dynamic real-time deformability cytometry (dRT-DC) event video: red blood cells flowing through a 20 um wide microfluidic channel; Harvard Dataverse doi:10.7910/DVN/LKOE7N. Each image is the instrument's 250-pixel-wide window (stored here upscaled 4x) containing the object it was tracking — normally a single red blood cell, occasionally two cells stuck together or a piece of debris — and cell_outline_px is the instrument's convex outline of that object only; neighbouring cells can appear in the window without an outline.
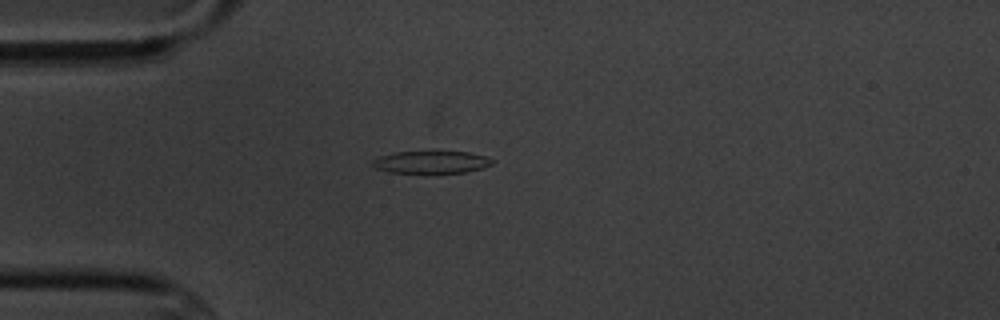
{"species": "common noctule bat (a hibernating species)", "species_latin": "Nyctalus noctula", "temperature_condition": "cold", "stored_images_in_passage": 13, "camera_frame_rate_fps": 3000, "um_per_image_px": 0.085, "animal": {"sex": "male", "body_mass_g": 20.1, "forearm_length_mm": 53.5}, "frame": {"image": 1, "passage_image": 2, "time_ms": 1.333, "image_size_px": [1000, 320], "cell_outline_px": [[492, 164], [480, 168], [464, 172], [424, 176], [388, 172], [376, 168], [372, 164], [372, 160], [380, 156], [396, 152], [432, 148], [468, 152], [484, 156], [492, 160]], "centroid_in_image_um": [36.59, 13.78], "position_along_channel_um": 48.4, "area_um2": 17.22}}
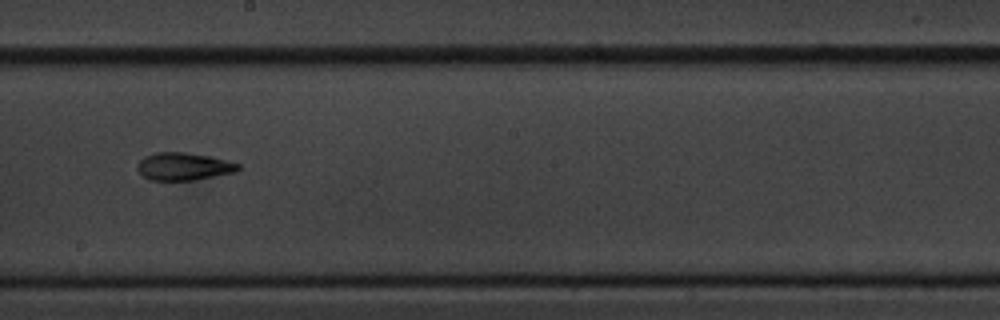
{"frame": {"image": 2, "passage_image": 7, "time_ms": 7.0, "image_size_px": [1000, 320], "cell_outline_px": [[240, 168], [236, 172], [196, 180], [148, 180], [140, 172], [140, 160], [144, 156], [156, 152], [184, 152], [208, 156], [240, 164]], "centroid_in_image_um": [15.64, 14.15], "position_along_channel_um": 232.6, "area_um2": 16.01}}
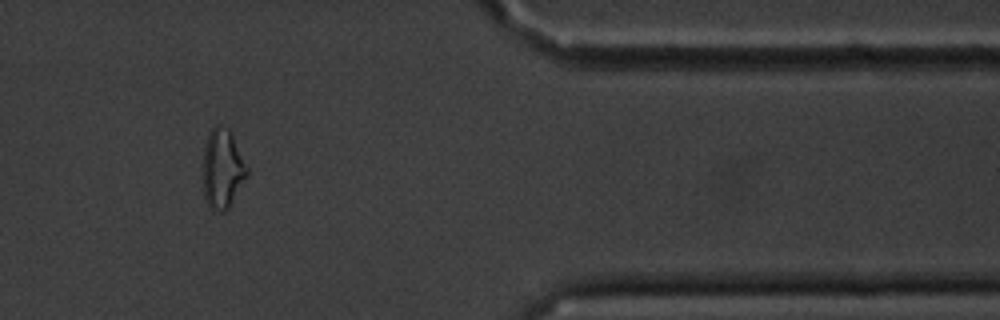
{"frame": {"image": 3, "passage_image": 11, "time_ms": 12.333, "image_size_px": [1000, 320], "cell_outline_px": [[248, 176], [228, 208], [224, 212], [212, 212], [208, 208], [204, 196], [204, 144], [212, 128], [216, 124], [220, 124], [228, 128], [248, 168]], "centroid_in_image_um": [18.91, 14.39], "position_along_channel_um": 392.5, "area_um2": 20.35}, "authors_computed_cell_mechanics": {"area_um2": 16.3574, "velocity_mm_per_s": 3.4613, "shape_relaxation_time_tau1_ms": 5.4994, "shape_relaxation_time_tau2_ms": 2.4163, "deformation_change_tau1": 0.1478, "deformation_change_tau2": 0.0818}}